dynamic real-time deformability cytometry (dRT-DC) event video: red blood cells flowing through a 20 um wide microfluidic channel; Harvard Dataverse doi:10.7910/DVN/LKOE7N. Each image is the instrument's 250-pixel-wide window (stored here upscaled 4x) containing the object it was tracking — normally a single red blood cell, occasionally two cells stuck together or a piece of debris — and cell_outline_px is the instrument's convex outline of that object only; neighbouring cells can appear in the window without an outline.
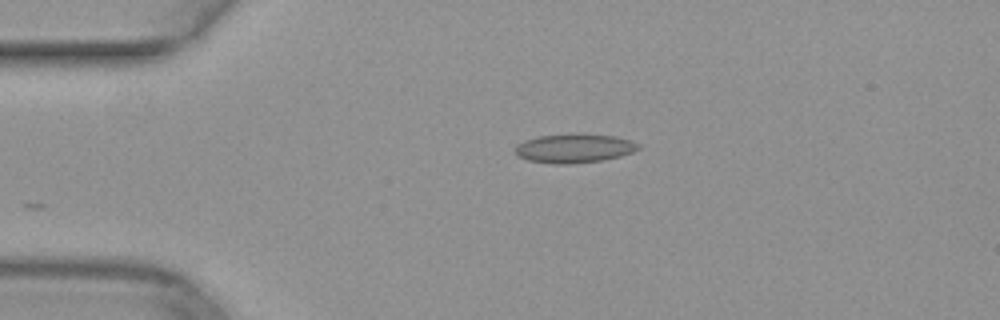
{"species": "common noctule bat (a hibernating species)", "species_latin": "Nyctalus noctula", "temperature_condition": "warm", "stored_images_in_passage": 30, "camera_frame_rate_fps": 3000, "um_per_image_px": 0.085, "animal": {"sex": "female", "body_mass_g": 29.2, "forearm_length_mm": 56.3}, "frame": {"image": 1, "passage_image": 1, "time_ms": 0.0, "image_size_px": [1000, 320], "cell_outline_px": [[640, 148], [632, 152], [620, 156], [600, 160], [568, 164], [552, 164], [528, 160], [516, 156], [516, 144], [524, 140], [536, 136], [572, 132], [580, 132], [616, 136], [640, 144]], "centroid_in_image_um": [48.77, 12.57], "position_along_channel_um": 36.2, "area_um2": 21.27}}
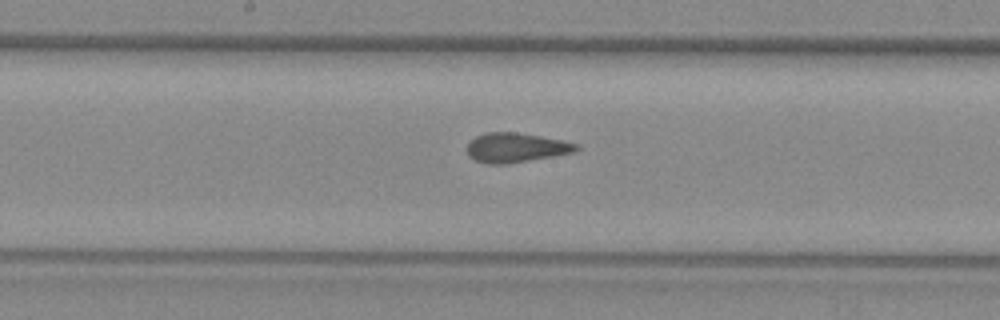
{"frame": {"image": 2, "passage_image": 16, "time_ms": 5.0, "image_size_px": [1000, 320], "cell_outline_px": [[580, 148], [572, 152], [552, 156], [508, 164], [488, 164], [476, 160], [468, 156], [468, 144], [476, 136], [488, 132], [516, 132], [540, 136], [580, 144]], "centroid_in_image_um": [43.85, 12.55], "position_along_channel_um": 204.4, "area_um2": 18.55}}
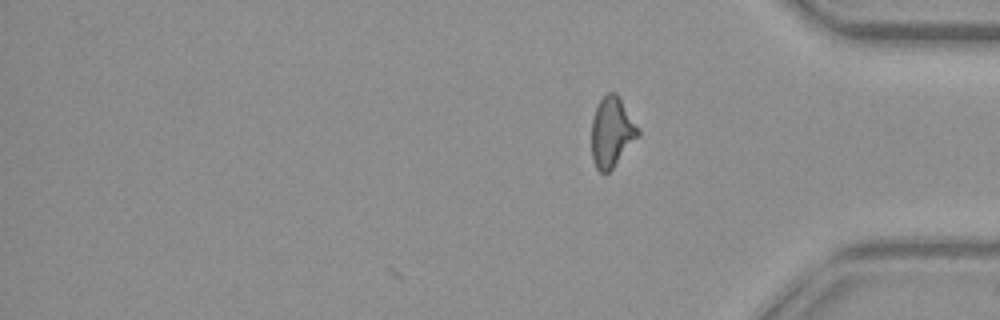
{"frame": {"image": 3, "passage_image": 30, "time_ms": 9.667, "image_size_px": [1000, 320], "cell_outline_px": [[640, 136], [612, 168], [608, 172], [600, 172], [596, 168], [592, 160], [592, 120], [596, 108], [600, 100], [608, 92], [616, 92], [640, 128]], "centroid_in_image_um": [52.02, 11.22], "position_along_channel_um": 383.2, "area_um2": 19.02}}